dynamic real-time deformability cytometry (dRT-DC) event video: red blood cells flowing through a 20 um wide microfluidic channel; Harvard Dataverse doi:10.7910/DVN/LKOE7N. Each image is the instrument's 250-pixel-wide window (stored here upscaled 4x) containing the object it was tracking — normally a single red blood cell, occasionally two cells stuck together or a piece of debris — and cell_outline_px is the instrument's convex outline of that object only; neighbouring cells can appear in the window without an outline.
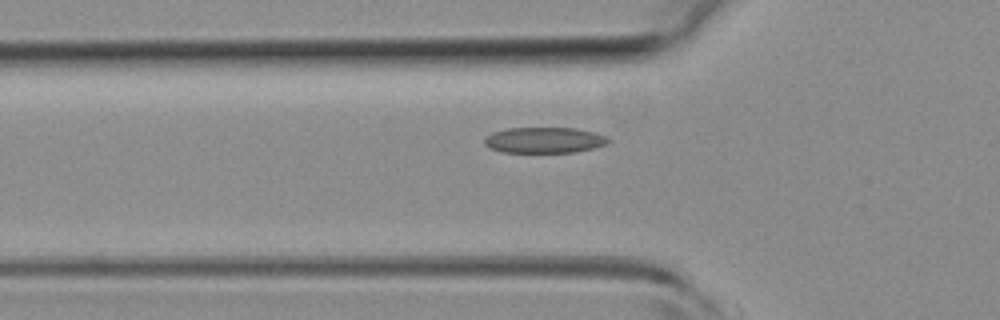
{"species": "common noctule bat (a hibernating species)", "species_latin": "Nyctalus noctula", "temperature_condition": "room temperature", "stored_images_in_passage": 31, "camera_frame_rate_fps": 3000, "um_per_image_px": 0.085, "animal": {"sex": "female", "body_mass_g": 19.3, "forearm_length_mm": 54.1}, "frame": {"image": 1, "passage_image": 3, "time_ms": 0.667, "image_size_px": [1000, 320], "cell_outline_px": [[612, 140], [608, 144], [592, 148], [572, 152], [500, 152], [488, 148], [484, 144], [484, 136], [492, 132], [508, 128], [576, 128], [596, 132], [608, 136]], "centroid_in_image_um": [46.26, 11.9], "position_along_channel_um": 79.5, "area_um2": 18.9}}
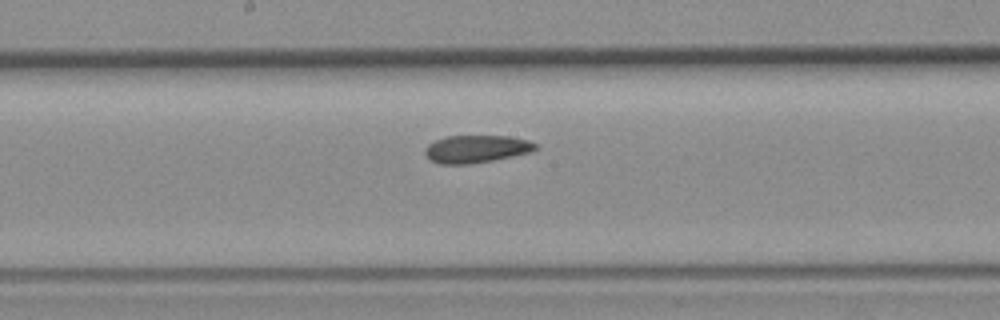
{"frame": {"image": 2, "passage_image": 12, "time_ms": 3.667, "image_size_px": [1000, 320], "cell_outline_px": [[536, 148], [532, 152], [492, 160], [468, 164], [440, 164], [428, 160], [424, 152], [424, 148], [428, 144], [444, 136], [508, 136], [528, 140], [536, 144]], "centroid_in_image_um": [40.43, 12.66], "position_along_channel_um": 207.8, "area_um2": 17.8}}
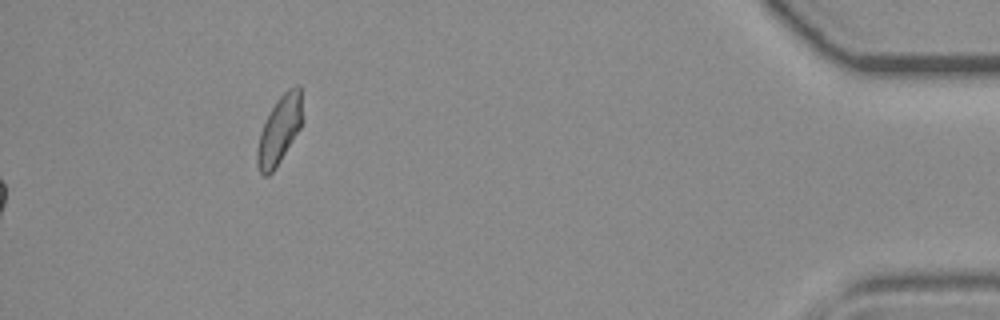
{"frame": {"image": 3, "passage_image": 31, "time_ms": 10.0, "image_size_px": [1000, 320], "cell_outline_px": [[300, 128], [280, 160], [272, 172], [268, 176], [264, 176], [260, 172], [256, 164], [256, 148], [260, 132], [276, 100], [288, 88], [296, 84], [300, 84]], "centroid_in_image_um": [23.7, 11.07], "position_along_channel_um": 411.5, "area_um2": 17.4}, "authors_computed_cell_mechanics": {"area_um2": 17.9758, "velocity_mm_per_s": 4.2661, "shape_relaxation_time_tau1_ms": null, "shape_relaxation_time_tau2_ms": 2.4904, "deformation_change_tau1": null, "deformation_change_tau2": 0.0895}}